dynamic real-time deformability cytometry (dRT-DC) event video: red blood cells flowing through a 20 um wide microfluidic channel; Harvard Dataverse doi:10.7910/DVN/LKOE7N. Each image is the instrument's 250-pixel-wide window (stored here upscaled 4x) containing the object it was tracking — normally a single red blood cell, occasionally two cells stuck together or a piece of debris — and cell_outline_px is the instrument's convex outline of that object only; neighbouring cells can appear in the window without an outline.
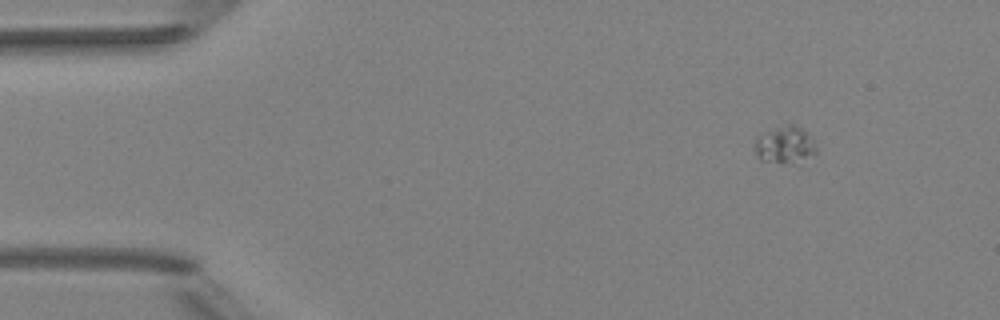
{"species": "Egyptian fruit bat (a non-hibernating species)", "species_latin": "Rousettus aegyptiacus", "temperature_condition": "room temperature", "stored_images_in_passage": 4, "camera_frame_rate_fps": 3000, "um_per_image_px": 0.085, "animal": {"sex": "female"}, "frame": {"image": 1, "passage_image": 1, "time_ms": 0.0, "image_size_px": [1000, 320], "cell_outline_px": [[816, 152], [800, 168], [760, 160], [756, 156], [756, 136], [760, 132], [788, 124], [792, 124], [808, 132], [816, 144]], "centroid_in_image_um": [66.76, 12.4], "position_along_channel_um": 18.2, "area_um2": 14.33}}
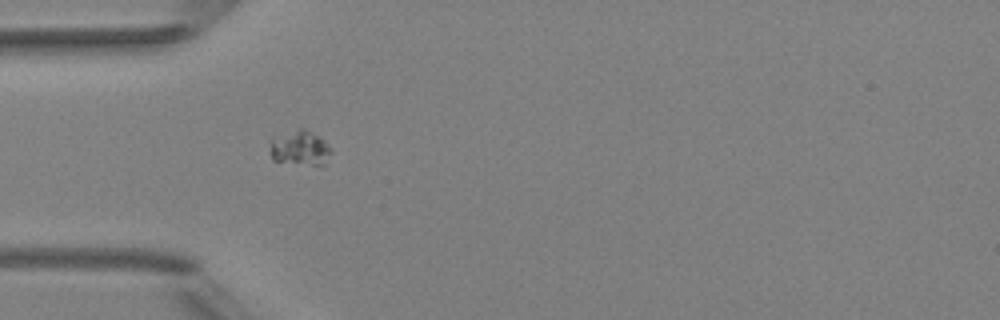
{"frame": {"image": 2, "passage_image": 4, "time_ms": 3.333, "image_size_px": [1000, 320], "cell_outline_px": [[332, 152], [324, 164], [312, 164], [272, 160], [272, 136], [296, 128], [304, 128], [320, 136], [332, 148]], "centroid_in_image_um": [25.53, 12.52], "position_along_channel_um": 59.5, "area_um2": 12.31}}